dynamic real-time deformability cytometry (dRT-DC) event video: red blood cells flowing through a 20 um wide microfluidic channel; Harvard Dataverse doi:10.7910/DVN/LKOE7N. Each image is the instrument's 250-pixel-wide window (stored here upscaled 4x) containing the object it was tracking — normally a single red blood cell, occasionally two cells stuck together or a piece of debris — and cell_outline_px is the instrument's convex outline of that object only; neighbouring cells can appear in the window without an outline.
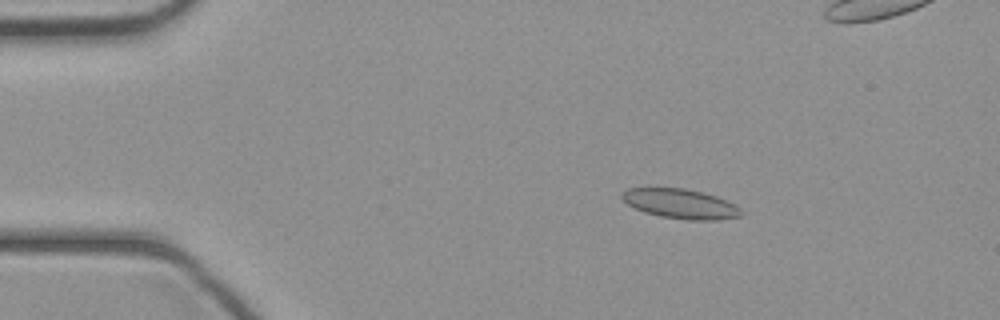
{"species": "common noctule bat (a hibernating species)", "species_latin": "Nyctalus noctula", "temperature_condition": "cold", "stored_images_in_passage": 42, "camera_frame_rate_fps": 3000, "um_per_image_px": 0.085, "animal": {"sex": "female", "body_mass_g": 21.9}, "frame": {"image": 1, "passage_image": 4, "time_ms": 1.0, "image_size_px": [1000, 320], "cell_outline_px": [[744, 212], [740, 216], [720, 220], [688, 220], [660, 216], [644, 212], [628, 204], [620, 196], [620, 192], [628, 188], [684, 188], [704, 192], [728, 200], [736, 204]], "centroid_in_image_um": [57.88, 17.32], "position_along_channel_um": 27.1, "area_um2": 20.81}}
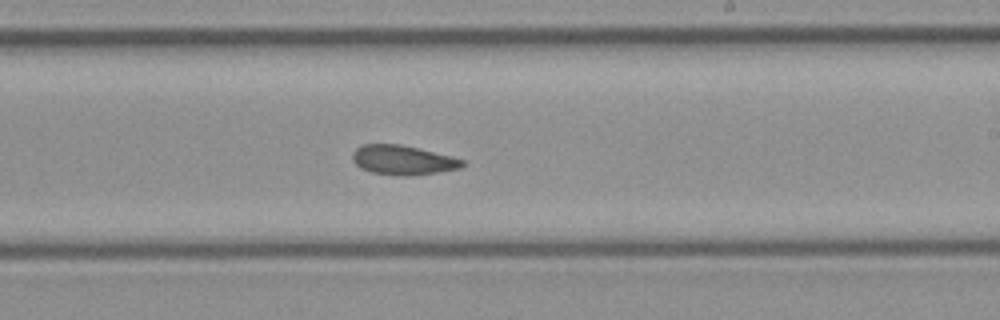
{"frame": {"image": 2, "passage_image": 23, "time_ms": 7.333, "image_size_px": [1000, 320], "cell_outline_px": [[464, 164], [460, 168], [440, 172], [408, 176], [400, 176], [372, 172], [360, 168], [352, 160], [352, 152], [356, 148], [364, 144], [400, 144], [452, 156], [464, 160]], "centroid_in_image_um": [34.23, 13.61], "position_along_channel_um": 254.8, "area_um2": 18.9}}
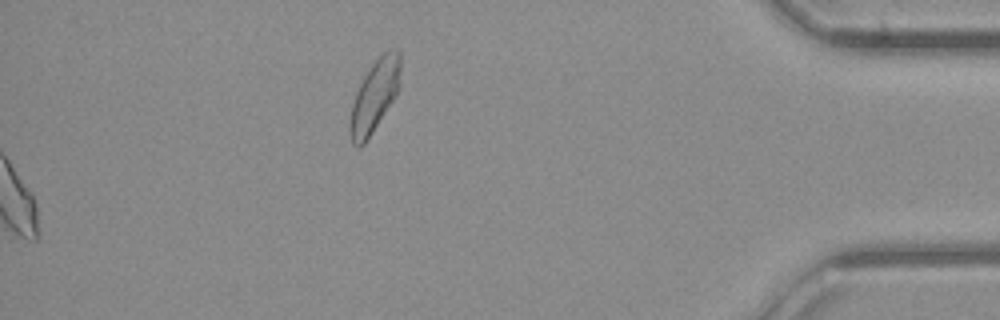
{"frame": {"image": 3, "passage_image": 42, "time_ms": 13.667, "image_size_px": [1000, 320], "cell_outline_px": [[400, 84], [392, 100], [372, 132], [364, 144], [360, 148], [356, 148], [352, 144], [348, 132], [348, 124], [352, 104], [356, 92], [364, 76], [372, 64], [384, 52], [392, 48], [400, 52]], "centroid_in_image_um": [31.8, 8.2], "position_along_channel_um": 403.4, "area_um2": 20.92}}